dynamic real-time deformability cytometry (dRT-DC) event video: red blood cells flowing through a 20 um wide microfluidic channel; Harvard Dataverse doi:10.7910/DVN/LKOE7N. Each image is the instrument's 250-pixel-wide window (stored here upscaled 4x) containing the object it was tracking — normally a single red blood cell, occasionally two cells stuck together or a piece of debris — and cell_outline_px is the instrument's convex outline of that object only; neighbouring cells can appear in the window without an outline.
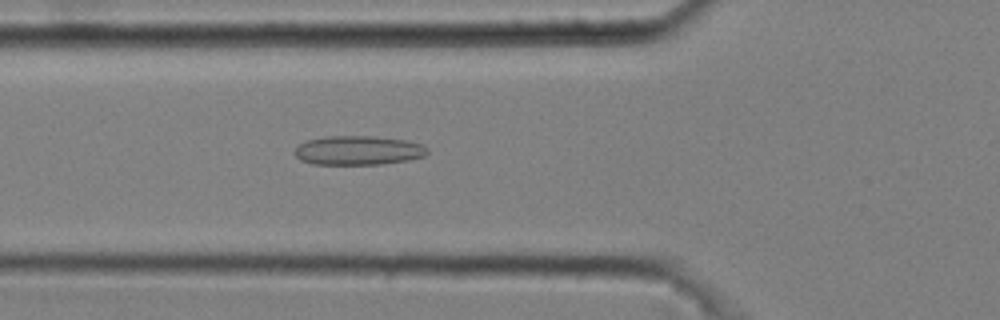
{"species": "common noctule bat (a hibernating species)", "species_latin": "Nyctalus noctula", "temperature_condition": "cold", "stored_images_in_passage": 50, "camera_frame_rate_fps": 3000, "um_per_image_px": 0.085, "animal": {"sex": "male", "body_mass_g": 20.4}, "frame": {"image": 1, "passage_image": 19, "time_ms": 6.0, "image_size_px": [1000, 320], "cell_outline_px": [[428, 152], [424, 156], [408, 160], [380, 164], [312, 164], [300, 160], [292, 152], [300, 144], [308, 140], [328, 136], [372, 136], [408, 140], [424, 144], [428, 148]], "centroid_in_image_um": [30.47, 12.78], "position_along_channel_um": 95.3, "area_um2": 22.66}}
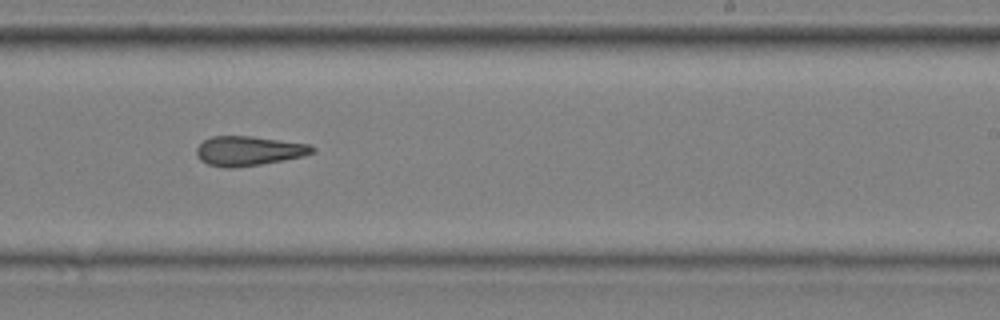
{"frame": {"image": 2, "passage_image": 33, "time_ms": 10.667, "image_size_px": [1000, 320], "cell_outline_px": [[316, 152], [304, 156], [284, 160], [236, 168], [224, 168], [208, 164], [200, 160], [196, 156], [196, 148], [204, 140], [212, 136], [252, 136], [308, 144], [316, 148]], "centroid_in_image_um": [21.13, 12.83], "position_along_channel_um": 267.9, "area_um2": 20.06}}
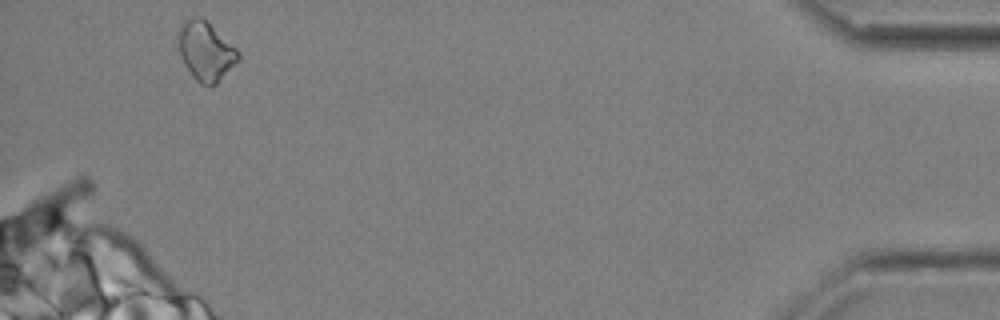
{"frame": {"image": 3, "passage_image": 50, "time_ms": 16.333, "image_size_px": [1000, 320], "cell_outline_px": [[240, 60], [212, 88], [208, 88], [200, 84], [192, 76], [184, 64], [176, 48], [176, 32], [180, 24], [192, 16], [200, 16], [236, 48], [240, 52]], "centroid_in_image_um": [17.43, 4.37], "position_along_channel_um": 417.8, "area_um2": 21.15}, "authors_computed_cell_mechanics": {"area_um2": 20.519, "velocity_mm_per_s": 3.6895, "shape_relaxation_time_tau1_ms": null, "shape_relaxation_time_tau2_ms": 4.4091, "deformation_change_tau1": null, "deformation_change_tau2": 0.1352}}